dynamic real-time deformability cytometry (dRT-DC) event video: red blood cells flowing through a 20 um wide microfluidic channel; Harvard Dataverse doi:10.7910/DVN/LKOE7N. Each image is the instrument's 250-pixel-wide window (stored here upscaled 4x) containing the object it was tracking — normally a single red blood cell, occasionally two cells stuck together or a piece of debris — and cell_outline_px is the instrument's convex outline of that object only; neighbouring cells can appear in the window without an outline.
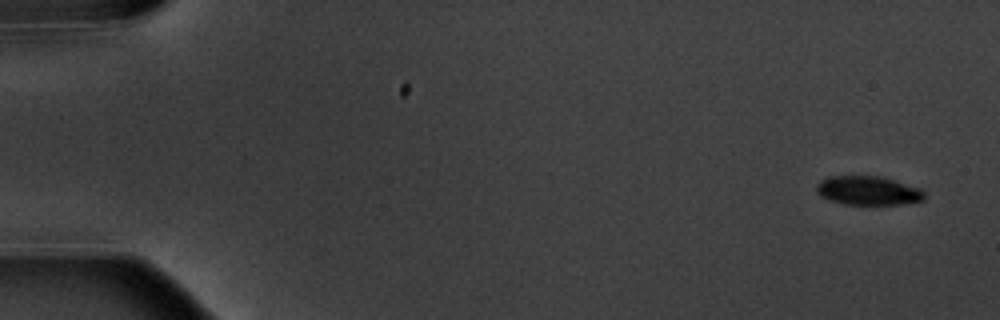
{"species": "common noctule bat (a hibernating species)", "species_latin": "Nyctalus noctula", "temperature_condition": "warm", "stored_images_in_passage": 5, "camera_frame_rate_fps": 3000, "um_per_image_px": 0.085, "animal": {"sex": "male", "body_mass_g": 20.1, "forearm_length_mm": 53.5}, "frame": {"image": 1, "passage_image": 1, "time_ms": 0.0, "image_size_px": [1000, 320], "cell_outline_px": [[924, 200], [900, 204], [844, 204], [820, 196], [816, 192], [816, 184], [820, 180], [832, 176], [880, 176], [920, 188], [924, 192]], "centroid_in_image_um": [73.76, 16.19], "position_along_channel_um": 11.2, "area_um2": 18.03}}
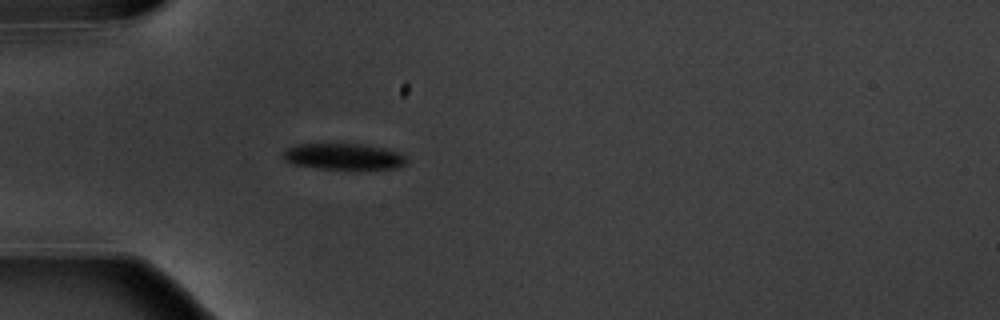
{"frame": {"image": 2, "passage_image": 5, "time_ms": 5.0, "image_size_px": [1000, 320], "cell_outline_px": [[408, 160], [404, 164], [396, 168], [316, 168], [292, 164], [284, 160], [280, 156], [284, 148], [296, 144], [364, 144], [384, 148], [400, 152], [408, 156]], "centroid_in_image_um": [29.16, 13.28], "position_along_channel_um": 55.8, "area_um2": 18.96}}